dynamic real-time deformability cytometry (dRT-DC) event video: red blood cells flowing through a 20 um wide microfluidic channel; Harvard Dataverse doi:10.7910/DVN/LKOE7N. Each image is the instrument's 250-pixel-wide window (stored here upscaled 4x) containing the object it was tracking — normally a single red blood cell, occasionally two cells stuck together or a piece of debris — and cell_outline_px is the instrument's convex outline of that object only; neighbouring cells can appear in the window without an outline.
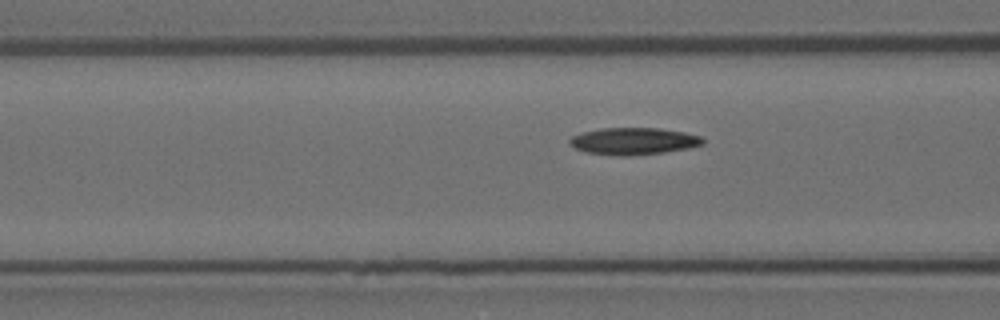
{"species": "Egyptian fruit bat (a non-hibernating species)", "species_latin": "Rousettus aegyptiacus", "temperature_condition": "room temperature", "stored_images_in_passage": 3, "camera_frame_rate_fps": 3000, "um_per_image_px": 0.085, "animal": {"sex": "female"}, "frame": {"image": 1, "passage_image": 3, "time_ms": 0.667, "image_size_px": [1000, 320], "cell_outline_px": [[704, 144], [688, 148], [664, 152], [624, 156], [620, 156], [588, 152], [576, 148], [568, 144], [568, 140], [572, 136], [584, 132], [600, 128], [660, 128], [684, 132], [700, 136], [704, 140]], "centroid_in_image_um": [53.85, 11.99], "position_along_channel_um": 112.7, "area_um2": 20.81}}